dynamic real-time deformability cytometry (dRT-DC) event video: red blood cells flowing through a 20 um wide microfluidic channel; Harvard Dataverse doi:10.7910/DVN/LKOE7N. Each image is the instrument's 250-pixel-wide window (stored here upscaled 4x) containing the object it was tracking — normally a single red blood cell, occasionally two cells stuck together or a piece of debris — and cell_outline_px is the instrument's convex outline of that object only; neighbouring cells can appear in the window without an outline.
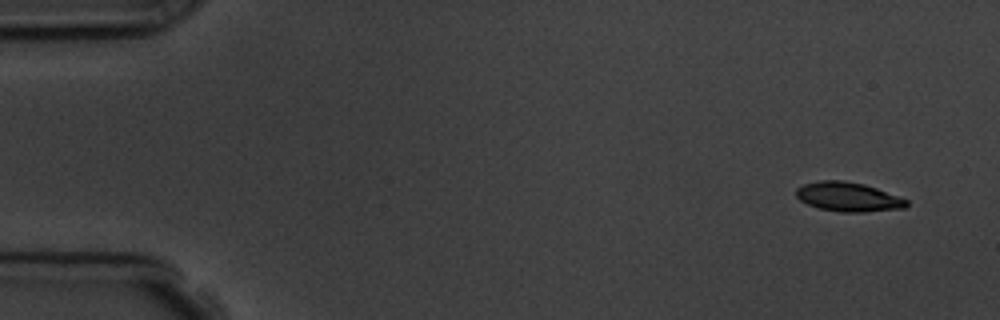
{"species": "common noctule bat (a hibernating species)", "species_latin": "Nyctalus noctula", "temperature_condition": "room temperature", "stored_images_in_passage": 3, "camera_frame_rate_fps": 3000, "um_per_image_px": 0.085, "animal": {"sex": "male", "body_mass_g": 19.5, "forearm_length_mm": 54.6}, "frame": {"image": 1, "passage_image": 1, "time_ms": 0.0, "image_size_px": [1000, 320], "cell_outline_px": [[908, 204], [904, 208], [864, 212], [840, 212], [820, 208], [808, 204], [800, 200], [796, 196], [796, 188], [804, 184], [820, 180], [844, 180], [864, 184], [876, 188], [908, 200]], "centroid_in_image_um": [72.08, 16.73], "position_along_channel_um": 12.9, "area_um2": 18.73}}